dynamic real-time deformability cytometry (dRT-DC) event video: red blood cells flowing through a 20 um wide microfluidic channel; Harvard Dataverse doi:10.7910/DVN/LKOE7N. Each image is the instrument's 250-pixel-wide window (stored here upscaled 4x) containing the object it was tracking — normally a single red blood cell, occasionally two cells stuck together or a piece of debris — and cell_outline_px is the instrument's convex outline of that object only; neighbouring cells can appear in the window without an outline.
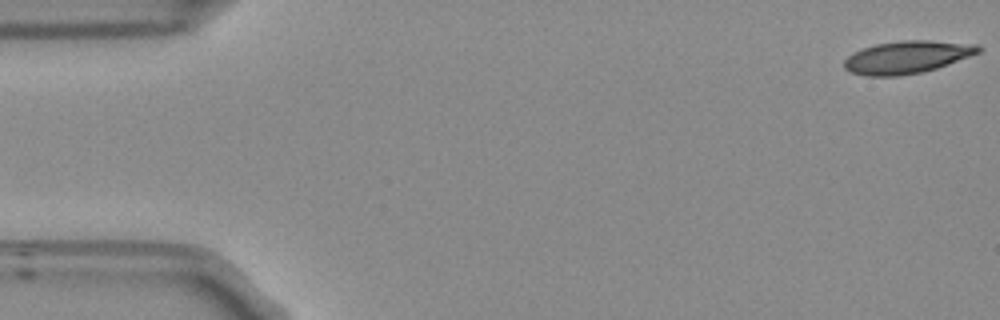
{"species": "Egyptian fruit bat (a non-hibernating species)", "species_latin": "Rousettus aegyptiacus", "temperature_condition": "room temperature", "stored_images_in_passage": 49, "camera_frame_rate_fps": 3000, "um_per_image_px": 0.085, "frame": {"image": 1, "passage_image": 1, "time_ms": 0.0, "image_size_px": [1000, 320], "cell_outline_px": [[980, 52], [936, 68], [920, 72], [896, 76], [868, 76], [852, 72], [844, 68], [844, 60], [852, 52], [876, 44], [900, 40], [928, 40], [976, 44], [980, 48]], "centroid_in_image_um": [77.06, 4.85], "position_along_channel_um": 7.9, "area_um2": 25.14}}
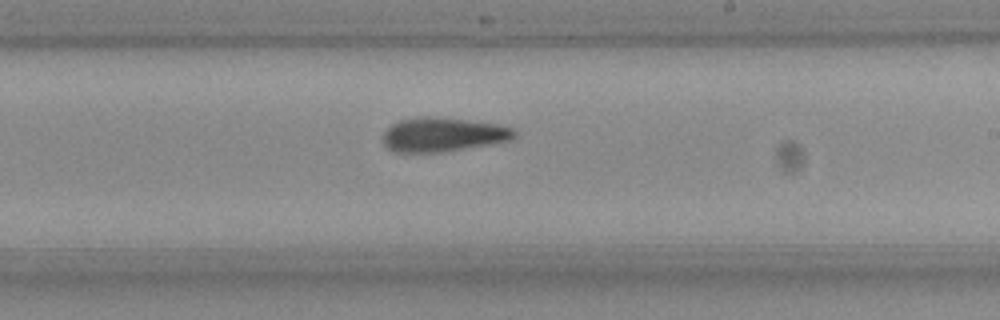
{"frame": {"image": 2, "passage_image": 31, "time_ms": 10.0, "image_size_px": [1000, 320], "cell_outline_px": [[516, 136], [512, 140], [440, 152], [396, 152], [388, 148], [384, 144], [384, 132], [392, 124], [400, 120], [424, 116], [440, 116], [496, 124], [512, 128], [516, 132]], "centroid_in_image_um": [37.65, 11.42], "position_along_channel_um": 251.3, "area_um2": 25.95}}
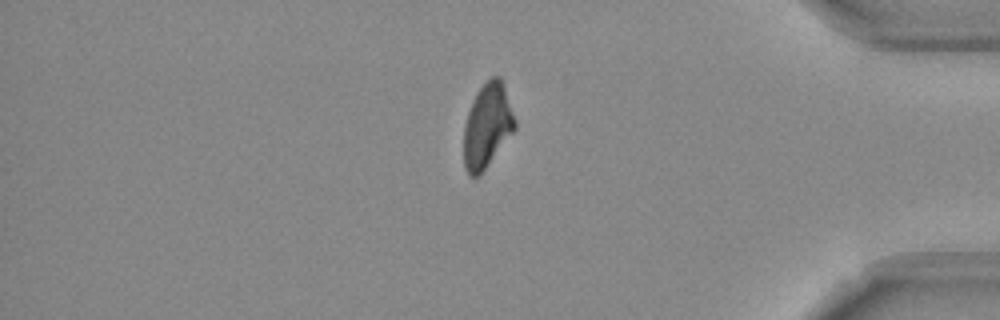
{"frame": {"image": 3, "passage_image": 45, "time_ms": 14.667, "image_size_px": [1000, 320], "cell_outline_px": [[516, 128], [480, 176], [468, 176], [464, 168], [464, 124], [472, 100], [476, 92], [492, 76], [500, 76], [504, 84], [516, 120]], "centroid_in_image_um": [41.41, 10.7], "position_along_channel_um": 393.8, "area_um2": 25.26}, "authors_computed_cell_mechanics": {"area_um2": 26.01, "velocity_mm_per_s": 3.743, "shape_relaxation_time_tau1_ms": null, "shape_relaxation_time_tau2_ms": 7.5265, "deformation_change_tau1": null, "deformation_change_tau2": 0.1664}}